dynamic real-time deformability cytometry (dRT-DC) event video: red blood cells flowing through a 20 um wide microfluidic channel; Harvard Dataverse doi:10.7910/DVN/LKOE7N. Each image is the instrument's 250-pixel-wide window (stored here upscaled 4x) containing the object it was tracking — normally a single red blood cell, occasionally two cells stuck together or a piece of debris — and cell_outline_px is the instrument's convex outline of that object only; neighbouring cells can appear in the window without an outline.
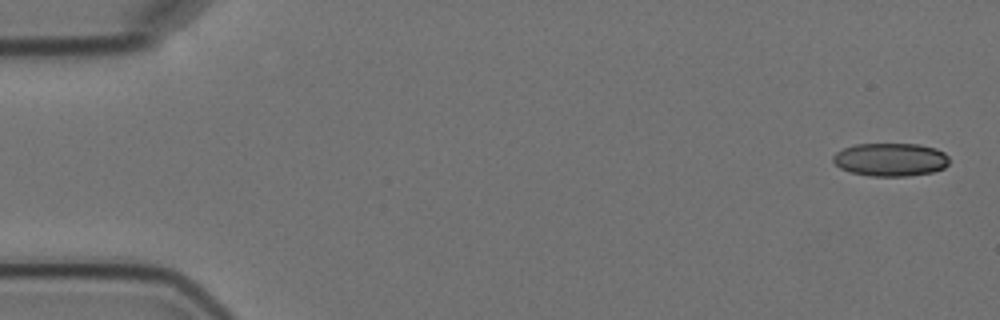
{"species": "Egyptian fruit bat (a non-hibernating species)", "species_latin": "Rousettus aegyptiacus", "temperature_condition": "cold", "stored_images_in_passage": 8, "camera_frame_rate_fps": 3000, "um_per_image_px": 0.085, "animal": {"sex": "female"}, "frame": {"image": 1, "passage_image": 1, "time_ms": 0.0, "image_size_px": [1000, 320], "cell_outline_px": [[948, 164], [944, 168], [932, 172], [908, 176], [872, 176], [852, 172], [840, 168], [832, 160], [832, 156], [836, 152], [844, 148], [856, 144], [920, 144], [936, 148], [944, 152], [948, 156]], "centroid_in_image_um": [75.71, 13.56], "position_along_channel_um": 9.3, "area_um2": 22.48}}
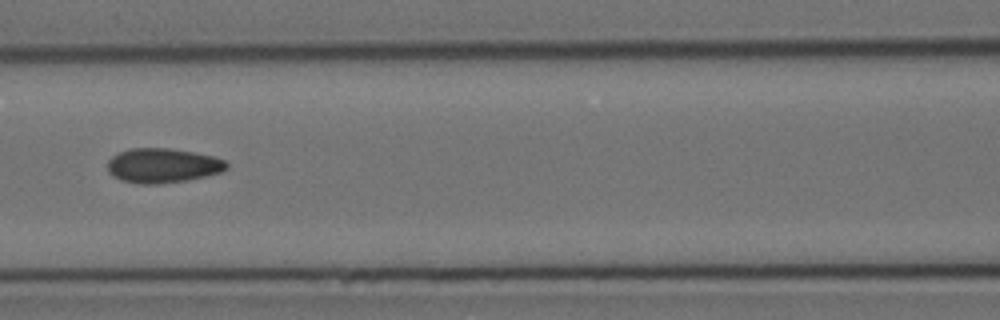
{"frame": {"image": 2, "passage_image": 7, "time_ms": 7.667, "image_size_px": [1000, 320], "cell_outline_px": [[228, 168], [220, 172], [188, 180], [160, 184], [140, 184], [120, 180], [112, 176], [108, 172], [108, 160], [112, 156], [128, 148], [168, 148], [192, 152], [212, 156], [224, 160], [228, 164]], "centroid_in_image_um": [13.79, 14.08], "position_along_channel_um": 152.8, "area_um2": 23.99}}
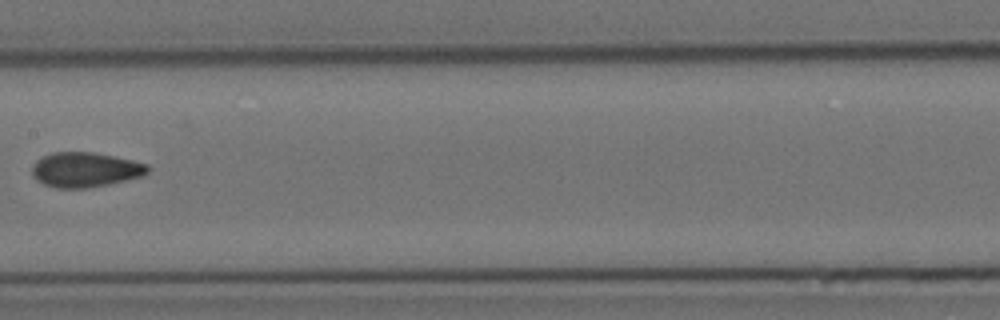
{"frame": {"image": 3, "passage_image": 8, "time_ms": 9.0, "image_size_px": [1000, 320], "cell_outline_px": [[148, 172], [140, 176], [108, 184], [88, 188], [56, 188], [44, 184], [36, 180], [32, 176], [32, 164], [36, 160], [52, 152], [92, 152], [132, 160], [148, 164]], "centroid_in_image_um": [7.19, 14.42], "position_along_channel_um": 200.2, "area_um2": 23.35}}